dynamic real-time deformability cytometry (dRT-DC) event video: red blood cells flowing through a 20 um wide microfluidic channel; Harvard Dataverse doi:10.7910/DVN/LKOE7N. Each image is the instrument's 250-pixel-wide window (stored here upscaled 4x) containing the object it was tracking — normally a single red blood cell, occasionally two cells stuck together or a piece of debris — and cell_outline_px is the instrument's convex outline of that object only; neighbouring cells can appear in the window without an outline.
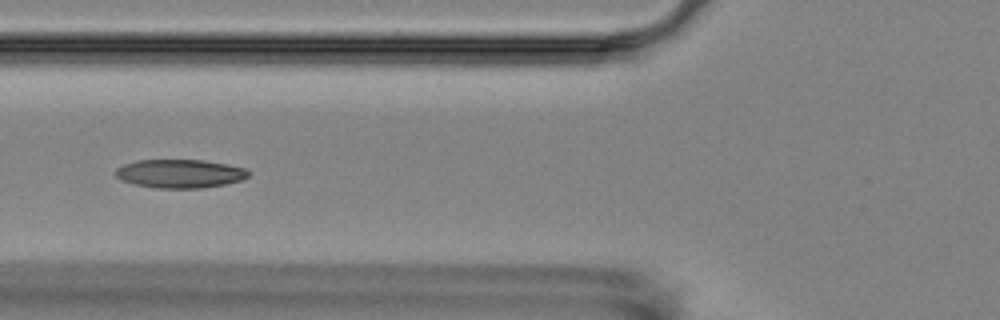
{"species": "Egyptian fruit bat (a non-hibernating species)", "species_latin": "Rousettus aegyptiacus", "temperature_condition": "room temperature", "stored_images_in_passage": 5, "camera_frame_rate_fps": 3000, "um_per_image_px": 0.085, "animal": {"sex": "female"}, "frame": {"image": 1, "passage_image": 3, "time_ms": 2.0, "image_size_px": [1000, 320], "cell_outline_px": [[252, 172], [244, 180], [204, 188], [156, 188], [132, 184], [120, 180], [116, 176], [116, 168], [124, 164], [136, 160], [204, 160], [228, 164], [244, 168]], "centroid_in_image_um": [15.31, 14.76], "position_along_channel_um": 110.5, "area_um2": 22.37}}
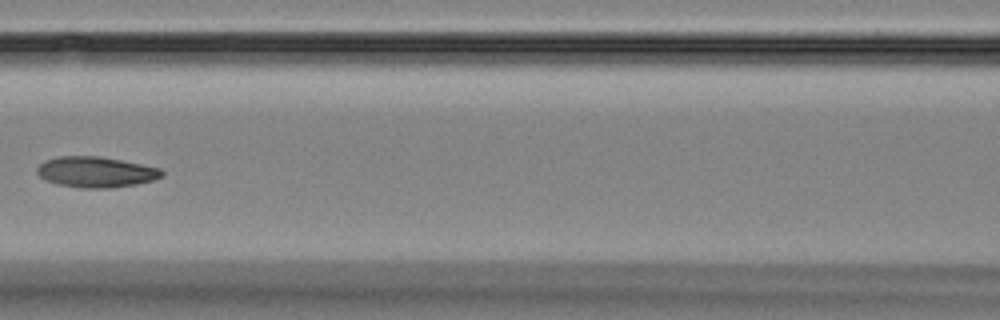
{"frame": {"image": 2, "passage_image": 4, "time_ms": 3.333, "image_size_px": [1000, 320], "cell_outline_px": [[164, 176], [152, 180], [136, 184], [108, 188], [84, 188], [60, 184], [44, 180], [36, 172], [36, 168], [44, 160], [60, 156], [100, 156], [160, 168], [164, 172]], "centroid_in_image_um": [8.14, 14.61], "position_along_channel_um": 158.5, "area_um2": 22.2}}
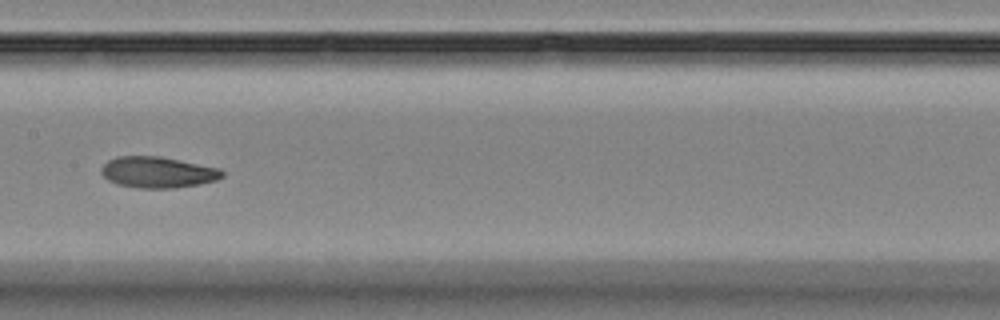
{"frame": {"image": 3, "passage_image": 5, "time_ms": 4.333, "image_size_px": [1000, 320], "cell_outline_px": [[224, 176], [216, 180], [200, 184], [176, 188], [136, 188], [116, 184], [108, 180], [100, 172], [100, 168], [108, 160], [116, 156], [160, 156], [220, 168], [224, 172]], "centroid_in_image_um": [13.4, 14.64], "position_along_channel_um": 194.0, "area_um2": 22.14}}